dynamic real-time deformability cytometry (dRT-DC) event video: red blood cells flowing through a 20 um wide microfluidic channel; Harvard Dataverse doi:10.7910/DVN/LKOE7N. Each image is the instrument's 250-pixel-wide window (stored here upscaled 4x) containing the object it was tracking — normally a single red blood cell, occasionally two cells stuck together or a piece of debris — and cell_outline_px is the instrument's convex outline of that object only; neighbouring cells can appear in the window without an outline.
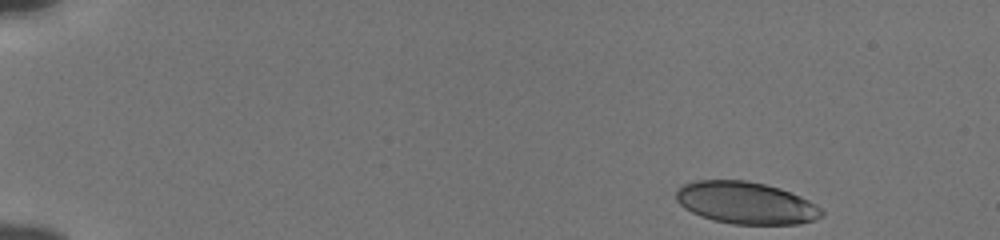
{"species": "human", "species_latin": "Homo sapiens", "temperature_condition": "cold", "stored_images_in_passage": 49, "camera_frame_rate_fps": 3000, "um_per_image_px": 0.085, "donor": {"sex": "male"}, "frame": {"image": 1, "passage_image": 1, "time_ms": 0.0, "image_size_px": [1000, 240], "cell_outline_px": [[824, 216], [816, 220], [800, 224], [732, 224], [712, 220], [700, 216], [684, 208], [676, 200], [676, 192], [684, 184], [696, 180], [744, 180], [764, 184], [780, 188], [800, 196], [816, 204], [824, 212]], "centroid_in_image_um": [63.42, 17.25], "position_along_channel_um": 21.6, "area_um2": 35.84}}
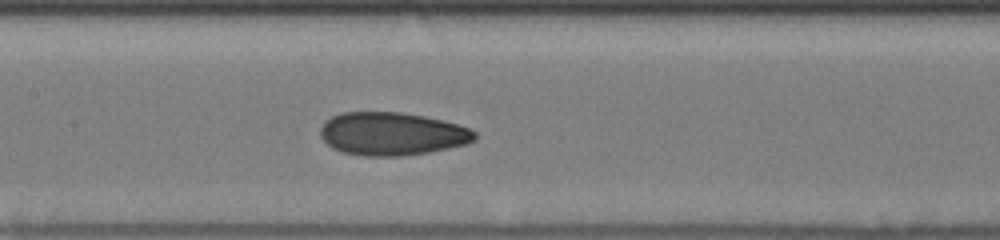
{"frame": {"image": 2, "passage_image": 23, "time_ms": 7.333, "image_size_px": [1000, 240], "cell_outline_px": [[476, 140], [464, 144], [448, 148], [428, 152], [404, 156], [364, 156], [344, 152], [332, 148], [320, 136], [320, 128], [324, 120], [340, 112], [400, 112], [424, 116], [444, 120], [468, 128], [476, 132]], "centroid_in_image_um": [33.29, 11.37], "position_along_channel_um": 174.1, "area_um2": 38.84}}
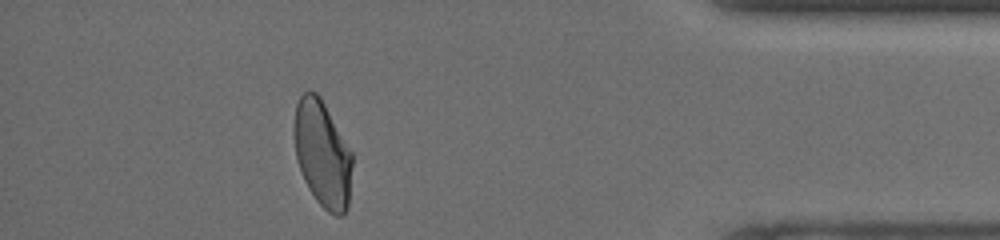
{"frame": {"image": 3, "passage_image": 44, "time_ms": 14.333, "image_size_px": [1000, 240], "cell_outline_px": [[352, 164], [348, 204], [344, 212], [340, 216], [336, 216], [328, 212], [316, 200], [308, 188], [304, 180], [296, 156], [292, 132], [292, 128], [296, 104], [300, 96], [304, 92], [316, 92], [320, 96], [352, 152]], "centroid_in_image_um": [27.38, 13.06], "position_along_channel_um": 407.8, "area_um2": 36.07}, "authors_computed_cell_mechanics": {"area_um2": 37.57, "velocity_mm_per_s": 3.8337, "shape_relaxation_time_tau1_ms": 4.2684, "shape_relaxation_time_tau2_ms": 1.657, "deformation_change_tau1": 0.1399, "deformation_change_tau2": 0.074}}